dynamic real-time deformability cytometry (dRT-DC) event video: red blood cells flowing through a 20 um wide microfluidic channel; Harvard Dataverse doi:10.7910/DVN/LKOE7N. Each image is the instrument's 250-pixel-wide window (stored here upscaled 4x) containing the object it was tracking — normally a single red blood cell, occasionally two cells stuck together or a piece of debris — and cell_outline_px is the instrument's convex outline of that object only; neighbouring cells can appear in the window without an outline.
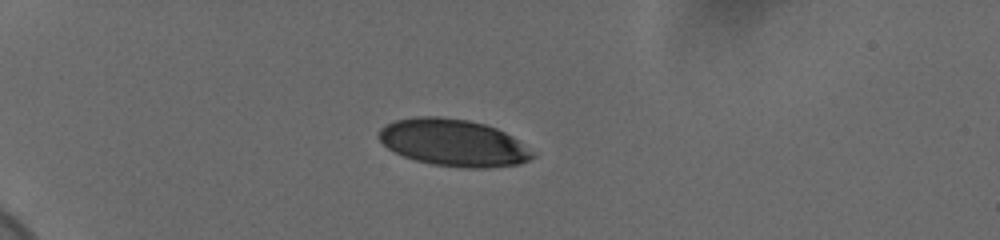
{"species": "human", "species_latin": "Homo sapiens", "temperature_condition": "cold", "stored_images_in_passage": 42, "camera_frame_rate_fps": 3000, "um_per_image_px": 0.085, "donor": {"sex": "female"}, "frame": {"image": 1, "passage_image": 1, "time_ms": 0.0, "image_size_px": [1000, 240], "cell_outline_px": [[536, 156], [520, 164], [488, 168], [464, 168], [432, 164], [416, 160], [404, 156], [388, 148], [376, 136], [380, 128], [396, 120], [416, 116], [436, 116], [468, 120], [484, 124], [496, 128], [512, 136], [536, 152]], "centroid_in_image_um": [38.56, 12.13], "position_along_channel_um": 46.4, "area_um2": 42.19}}
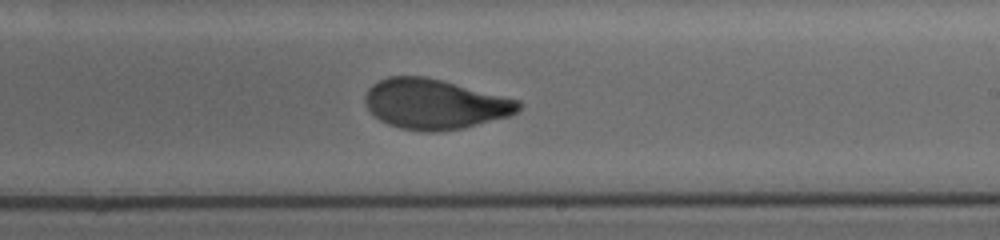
{"frame": {"image": 2, "passage_image": 22, "time_ms": 7.0, "image_size_px": [1000, 240], "cell_outline_px": [[524, 104], [516, 112], [508, 116], [464, 128], [436, 132], [424, 132], [400, 128], [388, 124], [380, 120], [368, 108], [364, 100], [364, 96], [368, 88], [372, 84], [388, 76], [424, 76], [520, 100]], "centroid_in_image_um": [36.94, 8.85], "position_along_channel_um": 252.1, "area_um2": 44.62}}
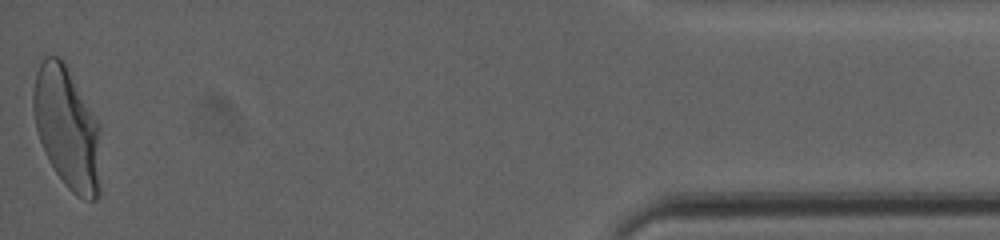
{"frame": {"image": 3, "passage_image": 42, "time_ms": 13.667, "image_size_px": [1000, 240], "cell_outline_px": [[100, 196], [96, 200], [84, 200], [76, 196], [64, 184], [56, 172], [40, 140], [36, 128], [32, 108], [32, 92], [36, 72], [44, 56], [60, 56], [100, 124]], "centroid_in_image_um": [5.72, 10.91], "position_along_channel_um": 429.5, "area_um2": 48.03}, "authors_computed_cell_mechanics": {"area_um2": 45.1996, "velocity_mm_per_s": 3.6726, "shape_relaxation_time_tau1_ms": 4.6658, "shape_relaxation_time_tau2_ms": 0.7017, "deformation_change_tau1": 0.1677, "deformation_change_tau2": 0.0583}}